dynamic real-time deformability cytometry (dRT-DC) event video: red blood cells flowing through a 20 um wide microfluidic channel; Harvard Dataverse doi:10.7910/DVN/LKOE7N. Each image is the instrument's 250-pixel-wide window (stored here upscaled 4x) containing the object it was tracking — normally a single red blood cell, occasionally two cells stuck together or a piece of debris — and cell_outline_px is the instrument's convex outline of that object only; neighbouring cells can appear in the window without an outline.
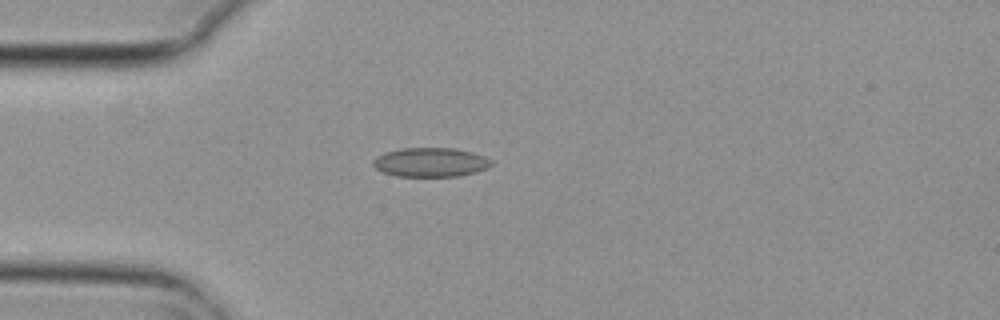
{"species": "common noctule bat (a hibernating species)", "species_latin": "Nyctalus noctula", "temperature_condition": "cold", "stored_images_in_passage": 5, "camera_frame_rate_fps": 3000, "um_per_image_px": 0.085, "animal": {"sex": "female", "body_mass_g": 29.2, "forearm_length_mm": 56.3}, "frame": {"image": 1, "passage_image": 4, "time_ms": 1.0, "image_size_px": [1000, 320], "cell_outline_px": [[492, 164], [488, 168], [476, 172], [460, 176], [396, 176], [384, 172], [376, 168], [372, 164], [372, 160], [376, 156], [384, 152], [400, 148], [452, 148], [472, 152], [484, 156], [492, 160]], "centroid_in_image_um": [36.59, 13.79], "position_along_channel_um": 48.4, "area_um2": 20.17}}